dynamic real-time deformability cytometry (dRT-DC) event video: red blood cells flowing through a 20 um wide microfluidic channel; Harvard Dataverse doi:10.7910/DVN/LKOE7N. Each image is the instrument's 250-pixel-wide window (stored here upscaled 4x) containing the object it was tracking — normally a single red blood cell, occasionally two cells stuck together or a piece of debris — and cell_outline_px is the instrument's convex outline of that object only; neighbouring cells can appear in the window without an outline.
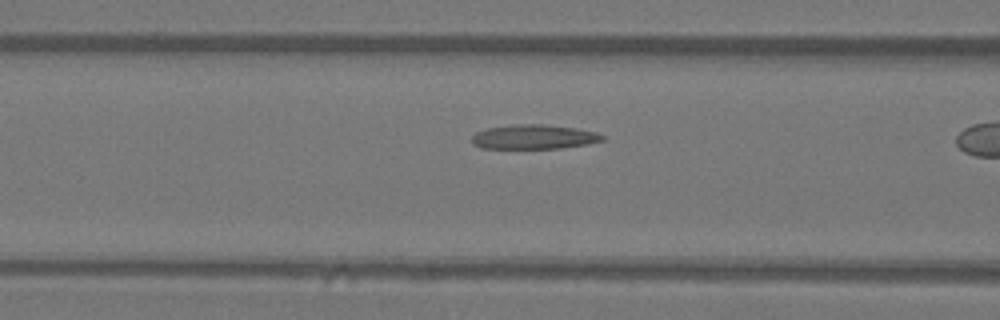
{"species": "Egyptian fruit bat (a non-hibernating species)", "species_latin": "Rousettus aegyptiacus", "temperature_condition": "warm", "stored_images_in_passage": 9, "camera_frame_rate_fps": 3000, "um_per_image_px": 0.085, "animal": {"sex": "female"}, "frame": {"image": 1, "passage_image": 8, "time_ms": 2.333, "image_size_px": [1000, 320], "cell_outline_px": [[604, 140], [588, 144], [560, 148], [480, 148], [472, 144], [472, 136], [476, 132], [488, 128], [520, 124], [544, 124], [576, 128], [596, 132], [604, 136]], "centroid_in_image_um": [45.39, 11.64], "position_along_channel_um": 121.2, "area_um2": 18.5}}